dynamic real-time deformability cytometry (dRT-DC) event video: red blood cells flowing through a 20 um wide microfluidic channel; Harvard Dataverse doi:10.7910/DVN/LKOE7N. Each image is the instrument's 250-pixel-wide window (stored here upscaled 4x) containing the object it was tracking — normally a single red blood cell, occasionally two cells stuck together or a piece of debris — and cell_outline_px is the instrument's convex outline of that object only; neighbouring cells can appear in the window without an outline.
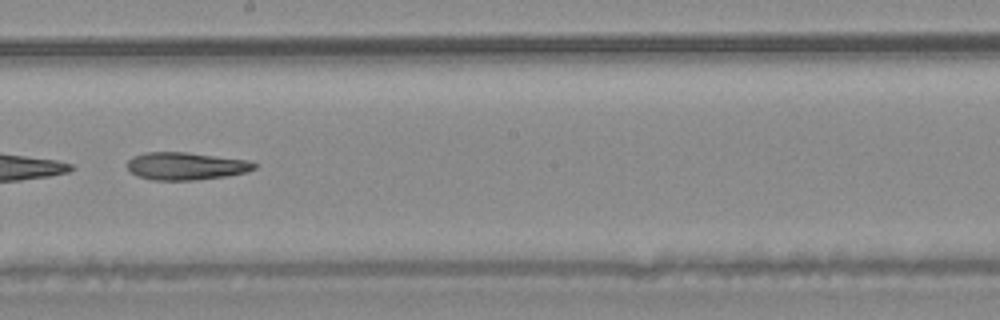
{"species": "common noctule bat (a hibernating species)", "species_latin": "Nyctalus noctula", "temperature_condition": "warm", "stored_images_in_passage": 48, "camera_frame_rate_fps": 3000, "um_per_image_px": 0.085, "animal": {"sex": "male", "body_mass_g": 20.4}, "frame": {"image": 1, "passage_image": 28, "time_ms": 9.0, "image_size_px": [1000, 320], "cell_outline_px": [[256, 168], [244, 172], [228, 176], [192, 180], [152, 180], [136, 176], [128, 168], [128, 160], [132, 156], [144, 152], [184, 152], [252, 160], [256, 164]], "centroid_in_image_um": [15.8, 14.11], "position_along_channel_um": 232.4, "area_um2": 20.52}}